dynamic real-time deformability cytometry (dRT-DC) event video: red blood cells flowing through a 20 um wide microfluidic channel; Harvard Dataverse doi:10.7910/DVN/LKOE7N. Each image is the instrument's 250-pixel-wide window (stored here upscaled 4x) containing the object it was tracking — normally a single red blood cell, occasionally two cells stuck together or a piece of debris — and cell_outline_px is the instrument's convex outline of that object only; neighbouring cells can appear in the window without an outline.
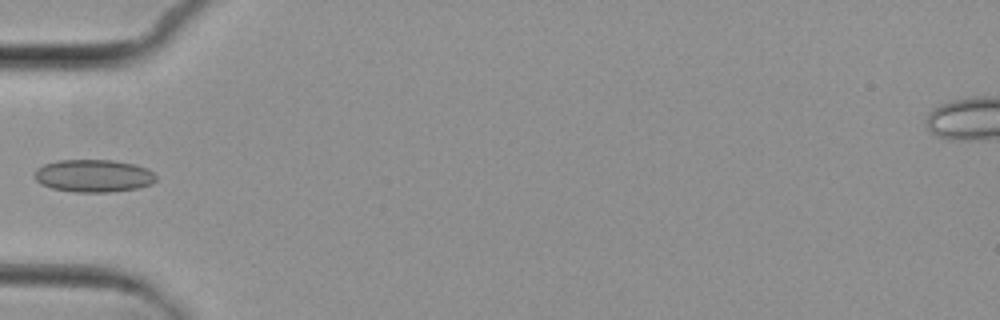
{"species": "common noctule bat (a hibernating species)", "species_latin": "Nyctalus noctula", "temperature_condition": "cold", "stored_images_in_passage": 7, "camera_frame_rate_fps": 3000, "um_per_image_px": 0.085, "animal": {"sex": "female", "body_mass_g": 29.2, "forearm_length_mm": 56.3}, "frame": {"image": 1, "passage_image": 6, "time_ms": 6.0, "image_size_px": [1000, 320], "cell_outline_px": [[156, 180], [152, 184], [140, 188], [108, 192], [76, 192], [52, 188], [40, 184], [36, 180], [36, 168], [44, 164], [60, 160], [112, 160], [132, 164], [148, 168], [156, 176]], "centroid_in_image_um": [7.97, 14.95], "position_along_channel_um": 77.0, "area_um2": 23.06}}
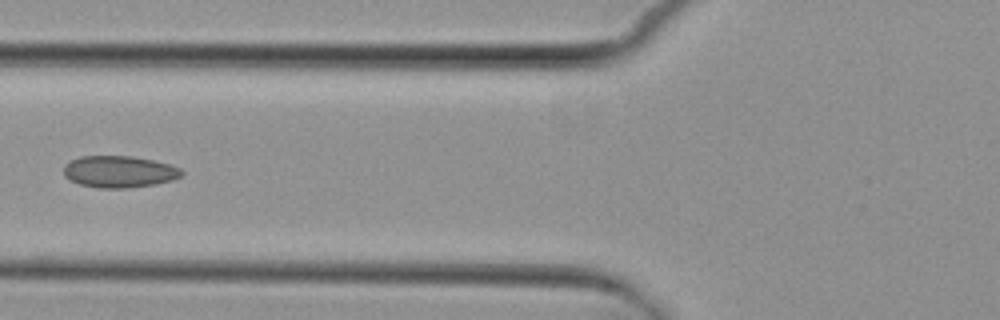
{"frame": {"image": 2, "passage_image": 7, "time_ms": 7.0, "image_size_px": [1000, 320], "cell_outline_px": [[184, 172], [180, 176], [172, 180], [156, 184], [128, 188], [100, 188], [80, 184], [64, 176], [64, 164], [80, 156], [132, 156], [152, 160], [168, 164], [180, 168]], "centroid_in_image_um": [10.13, 14.59], "position_along_channel_um": 115.7, "area_um2": 21.73}}